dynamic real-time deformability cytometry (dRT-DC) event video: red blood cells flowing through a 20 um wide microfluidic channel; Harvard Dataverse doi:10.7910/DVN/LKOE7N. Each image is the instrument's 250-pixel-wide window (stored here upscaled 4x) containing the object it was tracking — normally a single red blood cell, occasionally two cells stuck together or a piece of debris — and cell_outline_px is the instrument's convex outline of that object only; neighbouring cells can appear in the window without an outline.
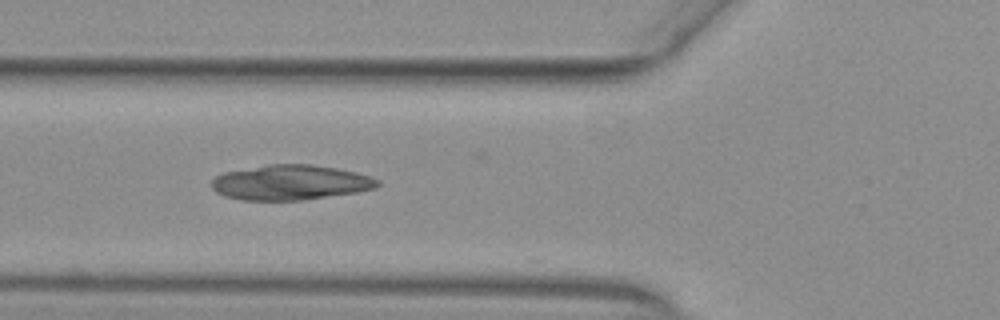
{"species": "common noctule bat (a hibernating species)", "species_latin": "Nyctalus noctula", "temperature_condition": "warm", "stored_images_in_passage": 25, "camera_frame_rate_fps": 3000, "um_per_image_px": 0.085, "animal": {"sex": "female", "body_mass_g": 29.2, "forearm_length_mm": 56.3}, "frame": {"image": 1, "passage_image": 7, "time_ms": 2.0, "image_size_px": [1000, 320], "cell_outline_px": [[380, 184], [376, 188], [356, 192], [304, 200], [240, 200], [224, 196], [216, 192], [212, 188], [212, 180], [216, 176], [224, 172], [268, 164], [312, 164], [336, 168], [356, 172], [380, 180]], "centroid_in_image_um": [24.68, 15.51], "position_along_channel_um": 101.1, "area_um2": 33.93}}
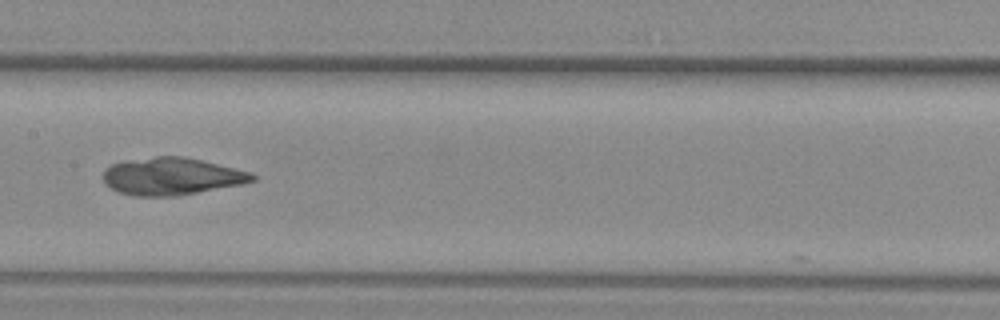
{"frame": {"image": 2, "passage_image": 14, "time_ms": 4.333, "image_size_px": [1000, 320], "cell_outline_px": [[256, 180], [244, 184], [176, 196], [136, 196], [120, 192], [108, 188], [104, 184], [104, 168], [112, 164], [124, 160], [156, 156], [184, 156], [252, 172], [256, 176]], "centroid_in_image_um": [14.58, 14.98], "position_along_channel_um": 192.8, "area_um2": 32.71}}
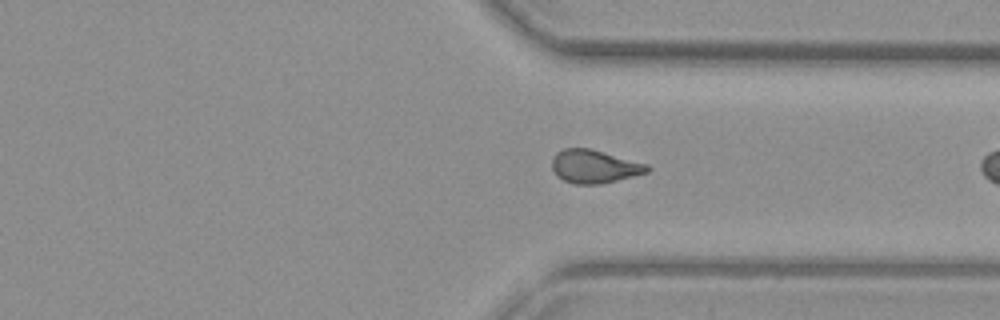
{"frame": {"image": 3, "passage_image": 24, "time_ms": 7.667, "image_size_px": [1000, 320], "cell_outline_px": [[652, 168], [648, 172], [600, 184], [572, 184], [556, 176], [552, 168], [552, 160], [556, 152], [564, 148], [588, 148], [648, 164]], "centroid_in_image_um": [50.5, 14.15], "position_along_channel_um": 360.9, "area_um2": 18.38}}